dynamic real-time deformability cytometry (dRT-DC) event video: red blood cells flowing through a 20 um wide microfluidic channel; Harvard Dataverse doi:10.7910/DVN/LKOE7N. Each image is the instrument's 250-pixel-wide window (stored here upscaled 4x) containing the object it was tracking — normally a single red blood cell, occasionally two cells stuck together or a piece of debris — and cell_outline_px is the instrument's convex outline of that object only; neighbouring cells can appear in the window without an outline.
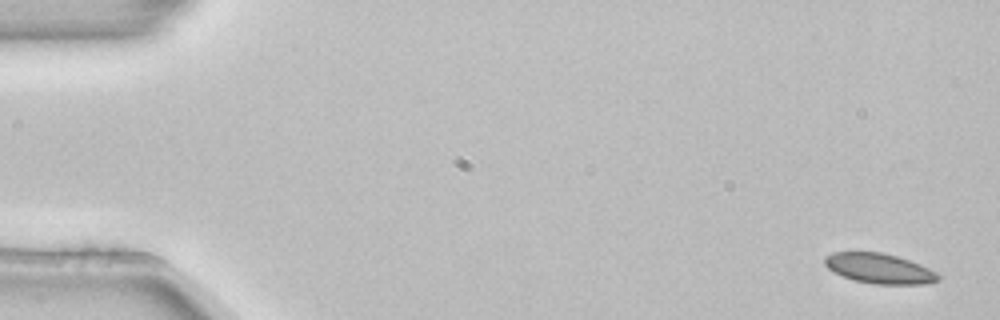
{"species": "common noctule bat (a hibernating species)", "species_latin": "Nyctalus noctula", "temperature_condition": "room temperature", "stored_images_in_passage": 4, "camera_frame_rate_fps": 3000, "um_per_image_px": 0.085, "animal": {"sex": "female", "body_mass_g": 22.7, "forearm_length_mm": 54.2}, "frame": {"image": 1, "passage_image": 1, "time_ms": 0.0, "image_size_px": [1000, 320], "cell_outline_px": [[940, 280], [924, 284], [876, 284], [852, 280], [828, 268], [824, 264], [824, 256], [832, 252], [884, 252], [920, 264], [936, 272], [940, 276]], "centroid_in_image_um": [74.74, 22.81], "position_along_channel_um": 10.3, "area_um2": 19.83}}
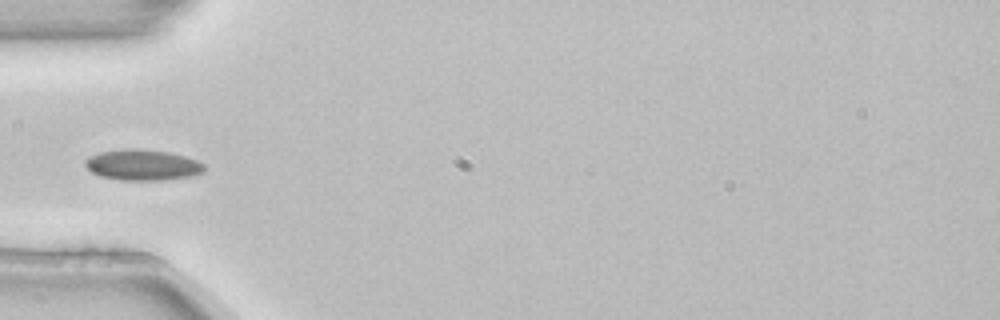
{"frame": {"image": 2, "passage_image": 4, "time_ms": 1.0, "image_size_px": [1000, 320], "cell_outline_px": [[204, 172], [188, 176], [164, 180], [120, 180], [100, 176], [92, 172], [84, 164], [84, 160], [88, 156], [100, 152], [124, 148], [136, 148], [168, 152], [184, 156], [196, 160], [204, 164]], "centroid_in_image_um": [12.08, 14.01], "position_along_channel_um": 72.9, "area_um2": 21.39}}